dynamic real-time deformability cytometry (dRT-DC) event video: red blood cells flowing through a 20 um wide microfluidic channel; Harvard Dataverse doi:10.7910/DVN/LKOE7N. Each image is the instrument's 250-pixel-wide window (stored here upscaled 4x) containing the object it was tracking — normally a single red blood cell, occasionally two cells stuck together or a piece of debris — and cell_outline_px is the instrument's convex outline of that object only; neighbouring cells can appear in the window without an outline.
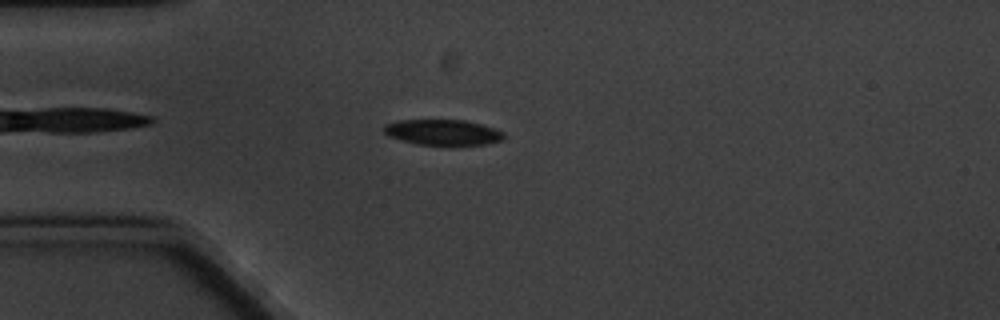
{"species": "common noctule bat (a hibernating species)", "species_latin": "Nyctalus noctula", "temperature_condition": "cold", "stored_images_in_passage": 9, "camera_frame_rate_fps": 3000, "um_per_image_px": 0.085, "animal": {"sex": "male", "body_mass_g": 20.1, "forearm_length_mm": 53.5}, "frame": {"image": 1, "passage_image": 4, "time_ms": 4.333, "image_size_px": [1000, 320], "cell_outline_px": [[504, 136], [500, 140], [484, 144], [416, 144], [388, 136], [384, 132], [384, 124], [400, 120], [464, 120], [480, 124], [504, 132]], "centroid_in_image_um": [37.59, 11.23], "position_along_channel_um": 47.4, "area_um2": 17.46}}
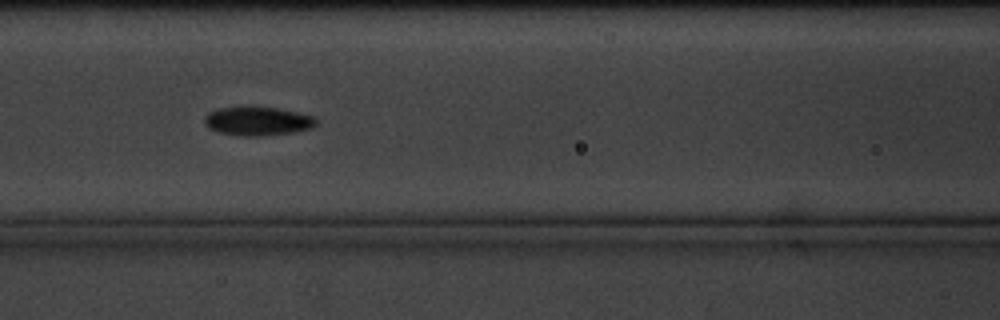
{"frame": {"image": 2, "passage_image": 7, "time_ms": 7.667, "image_size_px": [1000, 320], "cell_outline_px": [[320, 120], [312, 128], [292, 132], [260, 136], [236, 136], [220, 132], [208, 128], [204, 124], [204, 116], [208, 112], [220, 108], [276, 108], [316, 116]], "centroid_in_image_um": [21.92, 10.31], "position_along_channel_um": 144.7, "area_um2": 18.61}}